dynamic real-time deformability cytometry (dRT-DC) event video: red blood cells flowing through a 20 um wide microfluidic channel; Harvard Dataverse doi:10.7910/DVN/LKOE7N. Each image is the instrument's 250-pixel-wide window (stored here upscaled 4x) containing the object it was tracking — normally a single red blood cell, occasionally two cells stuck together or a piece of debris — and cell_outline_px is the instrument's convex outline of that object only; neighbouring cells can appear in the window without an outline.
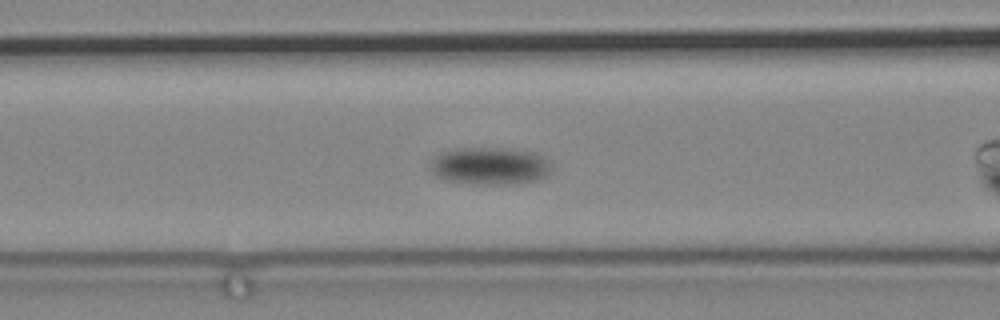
{"species": "common noctule bat (a hibernating species)", "species_latin": "Nyctalus noctula", "temperature_condition": "cold", "stored_images_in_passage": 6, "camera_frame_rate_fps": 3000, "um_per_image_px": 0.085, "animal": {"sex": "male", "body_mass_g": 19.2, "forearm_length_mm": 51.8}, "frame": {"image": 1, "passage_image": 3, "time_ms": 0.667, "image_size_px": [1000, 320], "cell_outline_px": [[552, 168], [544, 176], [536, 180], [512, 184], [472, 184], [448, 180], [436, 176], [432, 172], [432, 160], [440, 152], [452, 148], [524, 148], [536, 152], [544, 156]], "centroid_in_image_um": [41.67, 14.08], "position_along_channel_um": 124.9, "area_um2": 26.7}}